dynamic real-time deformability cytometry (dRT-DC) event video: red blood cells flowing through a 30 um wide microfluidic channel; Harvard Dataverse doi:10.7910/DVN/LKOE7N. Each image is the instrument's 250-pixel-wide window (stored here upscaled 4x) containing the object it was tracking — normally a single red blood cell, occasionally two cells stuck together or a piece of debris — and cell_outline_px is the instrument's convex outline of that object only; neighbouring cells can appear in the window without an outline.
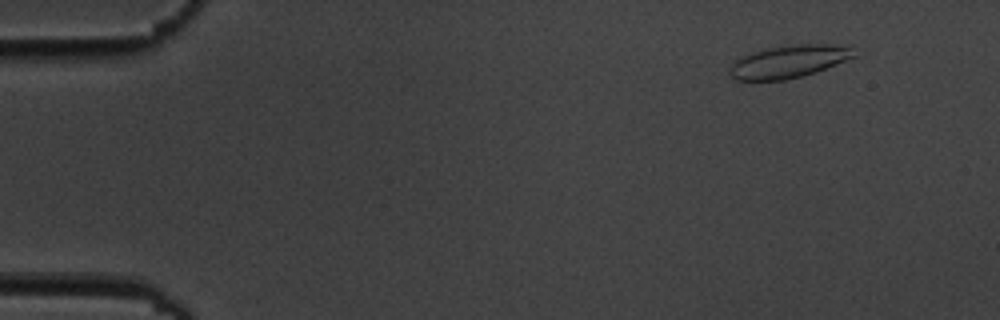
{"species": "common noctule bat (a hibernating species)", "species_latin": "Nyctalus noctula", "temperature_condition": "cold", "stored_images_in_passage": 10, "camera_frame_rate_fps": 3000, "um_per_image_px": 0.085, "animal": {"sex": "male", "body_mass_g": 19.5, "forearm_length_mm": 54.6}, "frame": {"image": 1, "passage_image": 1, "time_ms": 0.0, "image_size_px": [1000, 320], "cell_outline_px": [[856, 56], [816, 72], [804, 76], [784, 80], [736, 80], [728, 72], [728, 68], [736, 60], [752, 52], [768, 48], [792, 44], [828, 44], [848, 48]], "centroid_in_image_um": [66.98, 5.25], "position_along_channel_um": 18.0, "area_um2": 23.29}}
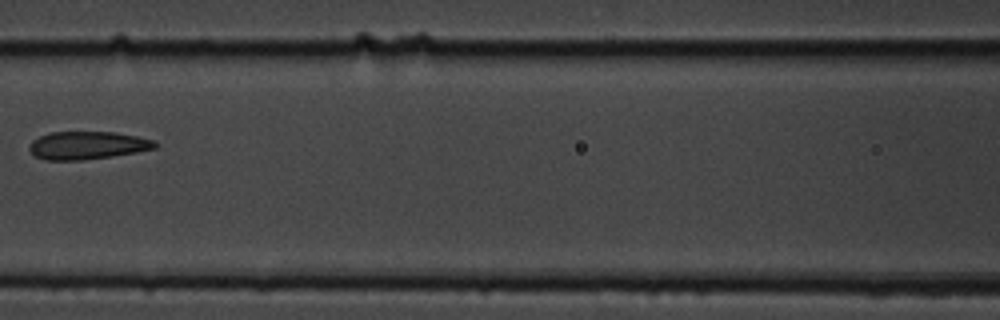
{"frame": {"image": 2, "passage_image": 7, "time_ms": 7.0, "image_size_px": [1000, 320], "cell_outline_px": [[156, 148], [136, 152], [112, 156], [84, 160], [44, 160], [36, 156], [28, 148], [32, 140], [40, 136], [52, 132], [116, 132], [136, 136], [152, 140], [156, 144]], "centroid_in_image_um": [7.4, 12.36], "position_along_channel_um": 159.2, "area_um2": 20.29}}
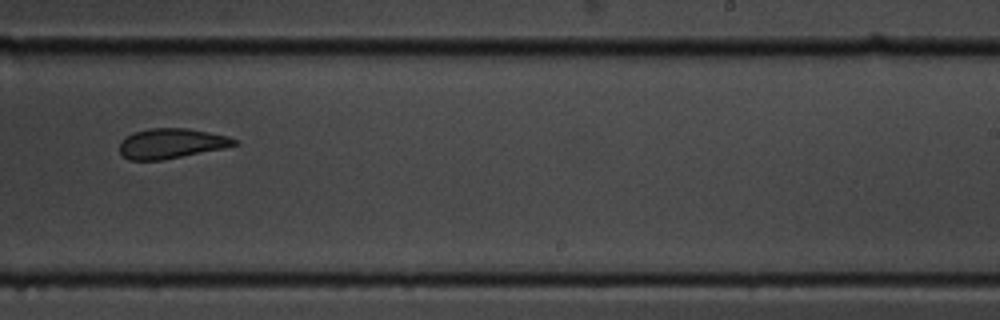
{"frame": {"image": 3, "passage_image": 10, "time_ms": 10.333, "image_size_px": [1000, 320], "cell_outline_px": [[236, 144], [224, 148], [160, 160], [128, 160], [120, 152], [120, 140], [132, 132], [148, 128], [188, 128], [228, 136], [236, 140]], "centroid_in_image_um": [14.5, 12.18], "position_along_channel_um": 274.5, "area_um2": 19.94}}